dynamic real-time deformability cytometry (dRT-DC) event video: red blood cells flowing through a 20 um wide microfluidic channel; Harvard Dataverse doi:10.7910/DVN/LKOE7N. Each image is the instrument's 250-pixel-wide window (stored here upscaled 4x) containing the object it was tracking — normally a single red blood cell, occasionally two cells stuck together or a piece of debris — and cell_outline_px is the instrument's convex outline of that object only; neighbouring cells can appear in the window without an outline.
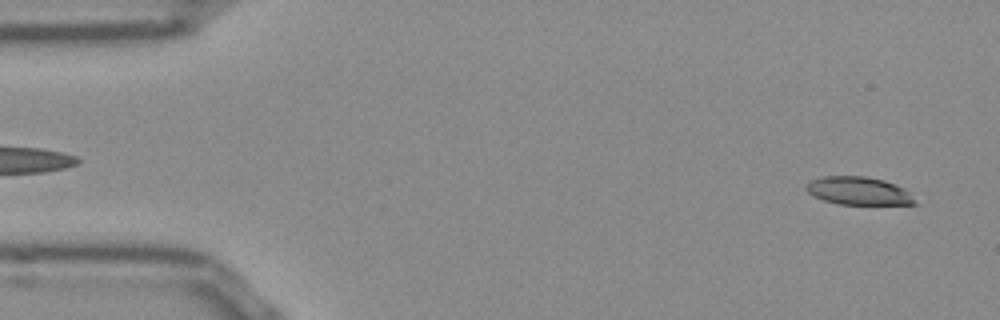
{"species": "Egyptian fruit bat (a non-hibernating species)", "species_latin": "Rousettus aegyptiacus", "temperature_condition": "room temperature", "stored_images_in_passage": 52, "camera_frame_rate_fps": 3000, "um_per_image_px": 0.085, "frame": {"image": 1, "passage_image": 3, "time_ms": 0.667, "image_size_px": [1000, 320], "cell_outline_px": [[920, 204], [840, 204], [824, 200], [812, 196], [804, 188], [812, 180], [820, 176], [864, 176], [884, 180], [904, 188]], "centroid_in_image_um": [72.97, 16.22], "position_along_channel_um": 12.0, "area_um2": 17.69}}
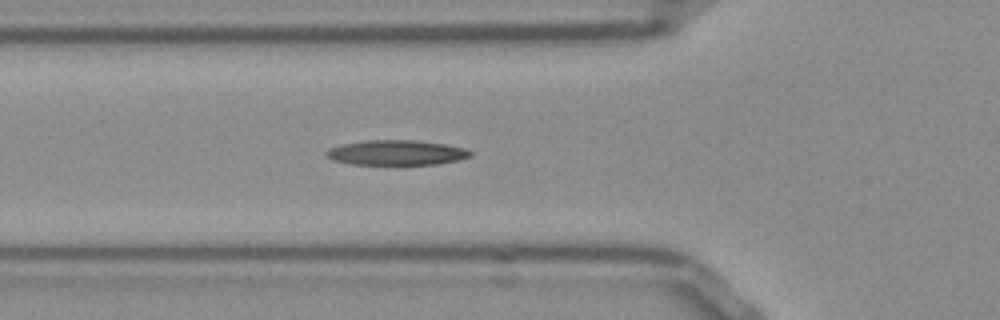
{"frame": {"image": 2, "passage_image": 18, "time_ms": 5.667, "image_size_px": [1000, 320], "cell_outline_px": [[472, 156], [460, 160], [436, 164], [352, 164], [332, 160], [324, 152], [328, 148], [340, 144], [364, 140], [416, 140], [444, 144], [464, 148], [472, 152]], "centroid_in_image_um": [33.68, 12.97], "position_along_channel_um": 92.1, "area_um2": 21.04}}
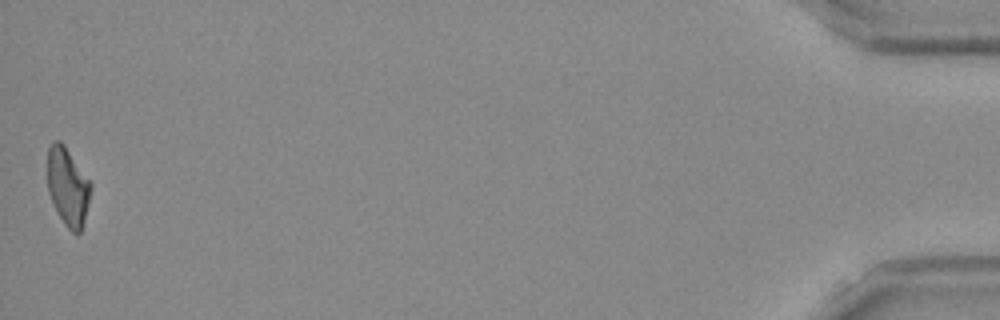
{"frame": {"image": 3, "passage_image": 52, "time_ms": 17.0, "image_size_px": [1000, 320], "cell_outline_px": [[92, 188], [84, 220], [80, 232], [72, 232], [64, 224], [48, 192], [48, 148], [52, 140], [60, 140], [64, 144], [92, 184]], "centroid_in_image_um": [5.76, 15.82], "position_along_channel_um": 429.4, "area_um2": 19.42}, "authors_computed_cell_mechanics": {"area_um2": 20.3745, "velocity_mm_per_s": 3.8573, "shape_relaxation_time_tau1_ms": null, "shape_relaxation_time_tau2_ms": 10.7189, "deformation_change_tau1": null, "deformation_change_tau2": 0.2439}}